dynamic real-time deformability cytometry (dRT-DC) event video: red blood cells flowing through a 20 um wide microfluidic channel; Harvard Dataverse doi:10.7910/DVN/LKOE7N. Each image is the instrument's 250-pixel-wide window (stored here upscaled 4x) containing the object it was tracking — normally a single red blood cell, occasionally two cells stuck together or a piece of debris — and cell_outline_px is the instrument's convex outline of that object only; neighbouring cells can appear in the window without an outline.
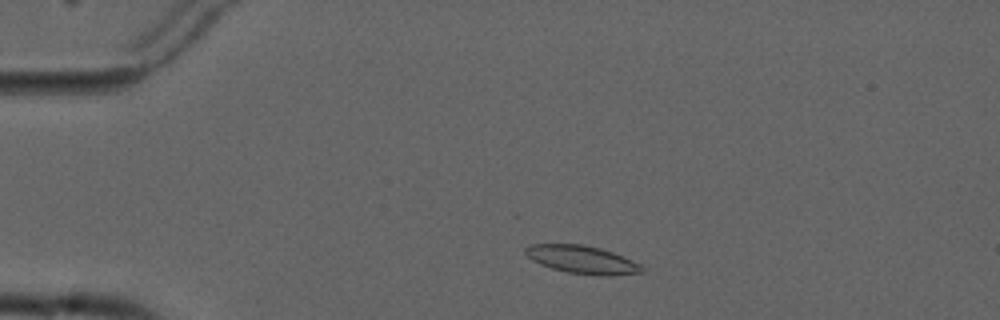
{"species": "common noctule bat (a hibernating species)", "species_latin": "Nyctalus noctula", "temperature_condition": "cold", "stored_images_in_passage": 3, "camera_frame_rate_fps": 3000, "um_per_image_px": 0.085, "animal": {"sex": "male", "forearm_length_mm": 52.5}, "frame": {"image": 1, "passage_image": 1, "time_ms": 0.0, "image_size_px": [1000, 320], "cell_outline_px": [[644, 272], [608, 276], [600, 276], [568, 272], [552, 268], [540, 264], [532, 260], [524, 252], [524, 248], [532, 244], [584, 244], [600, 248], [612, 252], [632, 260], [640, 264], [644, 268]], "centroid_in_image_um": [49.49, 22.07], "position_along_channel_um": 35.5, "area_um2": 18.96}}